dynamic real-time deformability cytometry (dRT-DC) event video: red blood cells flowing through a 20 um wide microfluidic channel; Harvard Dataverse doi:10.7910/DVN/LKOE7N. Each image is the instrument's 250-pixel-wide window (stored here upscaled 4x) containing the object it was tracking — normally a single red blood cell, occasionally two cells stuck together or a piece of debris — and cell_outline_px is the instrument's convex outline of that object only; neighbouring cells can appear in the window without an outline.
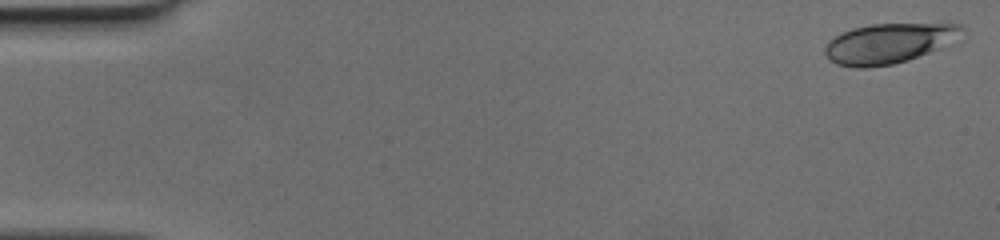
{"species": "human", "species_latin": "Homo sapiens", "temperature_condition": "cold", "stored_images_in_passage": 48, "camera_frame_rate_fps": 3000, "um_per_image_px": 0.085, "donor": {"sex": "female"}, "frame": {"image": 1, "passage_image": 1, "time_ms": 0.0, "image_size_px": [1000, 240], "cell_outline_px": [[964, 28], [940, 48], [908, 60], [892, 64], [868, 68], [856, 68], [836, 64], [828, 60], [824, 52], [824, 48], [828, 40], [852, 28], [872, 24], [960, 24]], "centroid_in_image_um": [75.42, 3.7], "position_along_channel_um": 9.6, "area_um2": 31.39}}
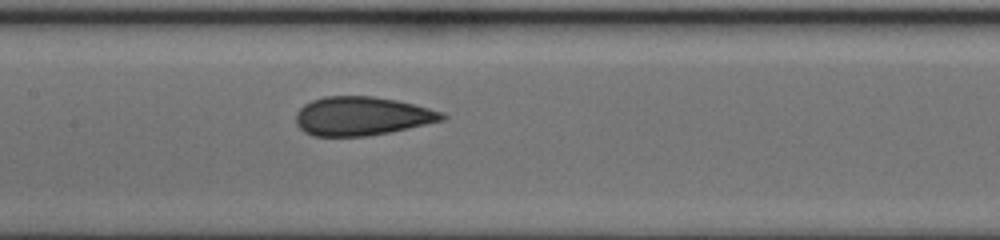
{"frame": {"image": 2, "passage_image": 24, "time_ms": 7.667, "image_size_px": [1000, 240], "cell_outline_px": [[448, 116], [444, 120], [408, 128], [368, 136], [312, 136], [304, 132], [296, 124], [296, 112], [304, 104], [312, 100], [324, 96], [372, 96], [396, 100], [444, 112]], "centroid_in_image_um": [30.74, 9.87], "position_along_channel_um": 176.7, "area_um2": 33.0}}
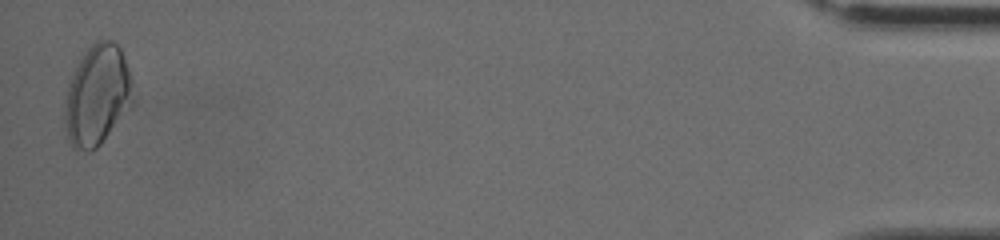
{"frame": {"image": 3, "passage_image": 48, "time_ms": 15.667, "image_size_px": [1000, 240], "cell_outline_px": [[136, 100], [132, 108], [100, 144], [96, 148], [88, 152], [72, 148], [64, 124], [64, 104], [68, 84], [84, 52], [96, 40], [112, 40], [120, 48], [128, 68], [132, 80]], "centroid_in_image_um": [8.3, 8.13], "position_along_channel_um": 426.9, "area_um2": 40.4}}